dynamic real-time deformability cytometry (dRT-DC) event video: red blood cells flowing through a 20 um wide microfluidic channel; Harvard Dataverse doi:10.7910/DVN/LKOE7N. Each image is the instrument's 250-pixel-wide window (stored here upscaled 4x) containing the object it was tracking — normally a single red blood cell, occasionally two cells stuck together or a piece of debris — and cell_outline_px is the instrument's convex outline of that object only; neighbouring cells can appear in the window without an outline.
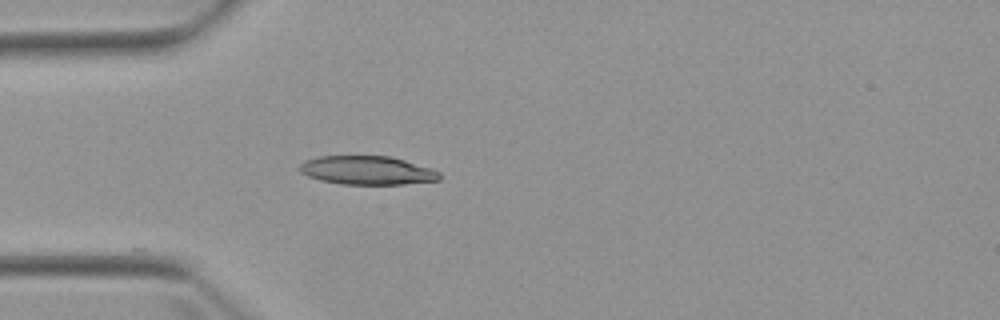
{"species": "Egyptian fruit bat (a non-hibernating species)", "species_latin": "Rousettus aegyptiacus", "temperature_condition": "warm", "stored_images_in_passage": 4, "camera_frame_rate_fps": 3000, "um_per_image_px": 0.085, "animal": {"sex": "female"}, "frame": {"image": 1, "passage_image": 4, "time_ms": 4.333, "image_size_px": [1000, 320], "cell_outline_px": [[440, 180], [404, 184], [340, 184], [320, 180], [308, 176], [300, 172], [296, 168], [304, 160], [320, 156], [392, 156], [432, 168], [440, 172]], "centroid_in_image_um": [31.2, 14.47], "position_along_channel_um": 53.8, "area_um2": 23.58}}